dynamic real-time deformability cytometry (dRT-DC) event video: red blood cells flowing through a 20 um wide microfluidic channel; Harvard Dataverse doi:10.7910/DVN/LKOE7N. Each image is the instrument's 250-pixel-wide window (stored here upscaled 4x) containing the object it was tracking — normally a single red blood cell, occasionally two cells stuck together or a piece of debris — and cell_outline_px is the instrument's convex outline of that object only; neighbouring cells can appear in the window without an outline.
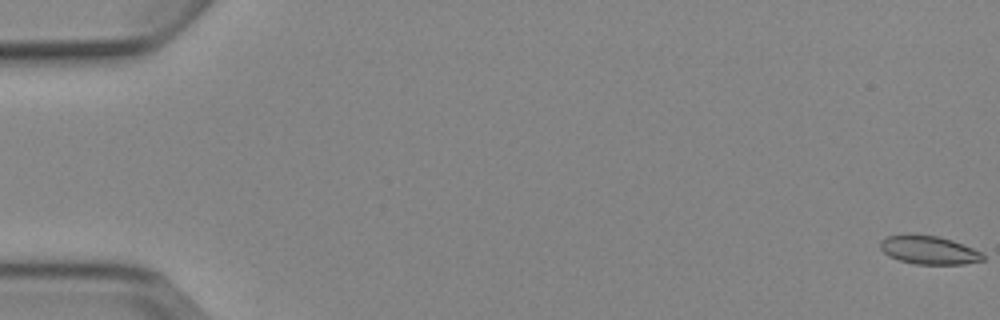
{"species": "Egyptian fruit bat (a non-hibernating species)", "species_latin": "Rousettus aegyptiacus", "temperature_condition": "cold", "stored_images_in_passage": 9, "camera_frame_rate_fps": 3000, "um_per_image_px": 0.085, "animal": {"sex": "female"}, "frame": {"image": 1, "passage_image": 1, "time_ms": 0.0, "image_size_px": [1000, 320], "cell_outline_px": [[984, 260], [964, 264], [916, 264], [900, 260], [888, 256], [880, 248], [880, 240], [888, 236], [908, 232], [912, 232], [936, 236], [952, 240], [984, 252]], "centroid_in_image_um": [78.94, 21.22], "position_along_channel_um": 6.1, "area_um2": 17.4}}
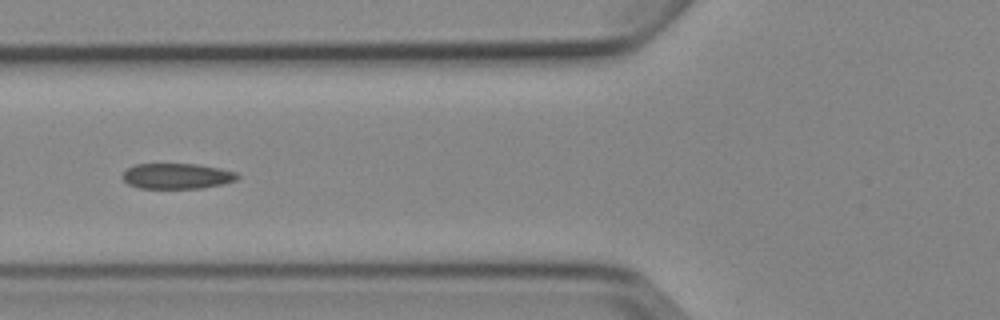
{"frame": {"image": 2, "passage_image": 6, "time_ms": 7.0, "image_size_px": [1000, 320], "cell_outline_px": [[240, 176], [236, 180], [224, 184], [204, 188], [140, 188], [128, 184], [120, 176], [128, 168], [136, 164], [196, 164], [220, 168], [236, 172]], "centroid_in_image_um": [15.06, 14.97], "position_along_channel_um": 110.7, "area_um2": 17.17}}
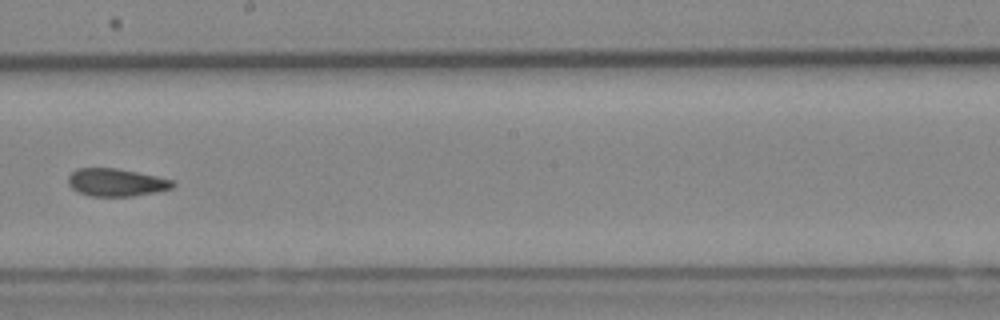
{"frame": {"image": 3, "passage_image": 9, "time_ms": 10.333, "image_size_px": [1000, 320], "cell_outline_px": [[176, 184], [172, 188], [156, 192], [132, 196], [88, 196], [72, 188], [68, 184], [68, 176], [76, 168], [116, 168], [156, 176], [172, 180]], "centroid_in_image_um": [9.86, 15.5], "position_along_channel_um": 238.3, "area_um2": 16.82}}